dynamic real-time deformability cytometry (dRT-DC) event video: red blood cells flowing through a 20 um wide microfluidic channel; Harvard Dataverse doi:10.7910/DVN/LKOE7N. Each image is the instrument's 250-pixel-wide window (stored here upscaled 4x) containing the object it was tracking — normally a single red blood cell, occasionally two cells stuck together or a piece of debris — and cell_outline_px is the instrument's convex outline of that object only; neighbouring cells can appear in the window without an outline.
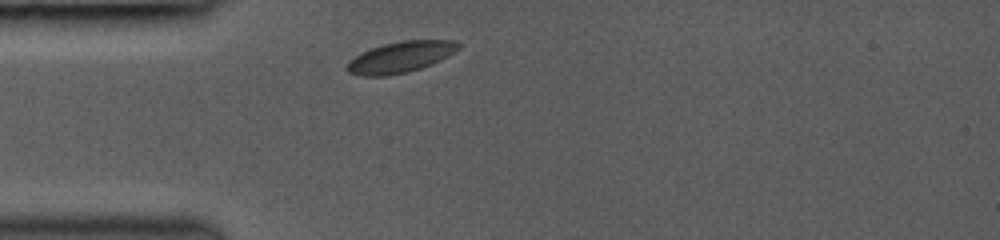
{"species": "common noctule bat (a hibernating species)", "species_latin": "Nyctalus noctula", "temperature_condition": "room temperature", "stored_images_in_passage": 29, "camera_frame_rate_fps": 3000, "um_per_image_px": 0.085, "animal": {"sex": "female", "body_mass_g": 19.0, "forearm_length_mm": 53.3}, "frame": {"image": 1, "passage_image": 1, "time_ms": 0.0, "image_size_px": [1000, 240], "cell_outline_px": [[460, 48], [448, 56], [432, 64], [408, 72], [388, 76], [360, 76], [348, 72], [348, 64], [356, 56], [372, 48], [384, 44], [404, 40], [456, 40], [460, 44]], "centroid_in_image_um": [34.1, 4.85], "position_along_channel_um": 50.9, "area_um2": 19.94}}
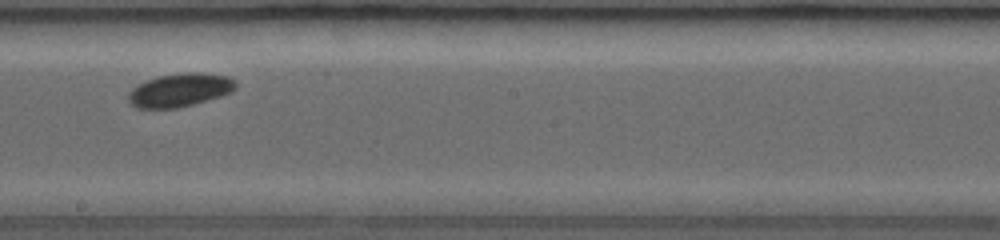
{"frame": {"image": 2, "passage_image": 10, "time_ms": 4.667, "image_size_px": [1000, 240], "cell_outline_px": [[236, 88], [232, 92], [220, 96], [192, 104], [176, 108], [136, 108], [128, 104], [128, 92], [136, 84], [156, 76], [184, 72], [200, 72], [228, 76], [236, 80]], "centroid_in_image_um": [15.25, 7.64], "position_along_channel_um": 232.9, "area_um2": 21.15}}
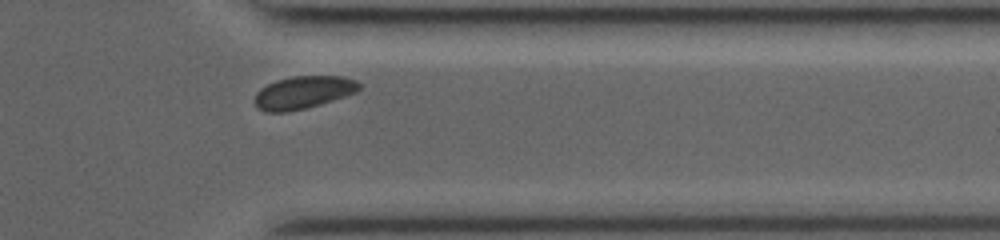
{"frame": {"image": 3, "passage_image": 24, "time_ms": 8.333, "image_size_px": [1000, 240], "cell_outline_px": [[360, 88], [356, 92], [320, 104], [288, 112], [264, 112], [256, 108], [256, 92], [260, 88], [276, 80], [292, 76], [344, 76], [356, 80], [360, 84]], "centroid_in_image_um": [25.76, 7.85], "position_along_channel_um": 385.6, "area_um2": 19.83}}